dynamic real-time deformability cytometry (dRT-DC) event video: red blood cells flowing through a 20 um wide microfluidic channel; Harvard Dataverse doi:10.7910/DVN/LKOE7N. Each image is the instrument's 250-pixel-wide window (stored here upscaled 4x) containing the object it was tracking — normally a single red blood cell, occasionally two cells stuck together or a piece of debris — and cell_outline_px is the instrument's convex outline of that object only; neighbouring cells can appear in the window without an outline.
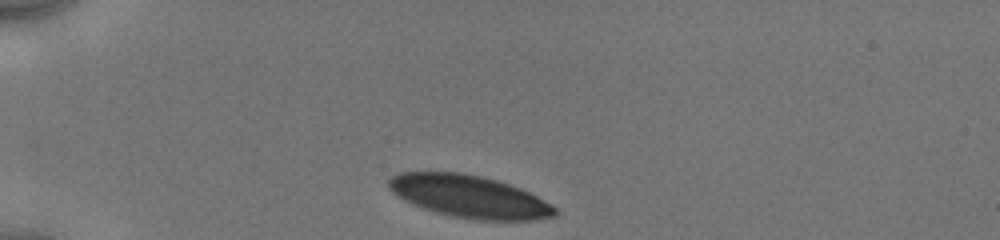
{"species": "human", "species_latin": "Homo sapiens", "temperature_condition": "cold", "stored_images_in_passage": 33, "camera_frame_rate_fps": 3000, "um_per_image_px": 0.085, "donor": {"sex": "male"}, "frame": {"image": 1, "passage_image": 1, "time_ms": 0.0, "image_size_px": [1000, 240], "cell_outline_px": [[556, 216], [536, 220], [476, 220], [452, 216], [436, 212], [412, 204], [404, 200], [392, 192], [388, 188], [388, 180], [392, 176], [400, 172], [460, 172], [480, 176], [496, 180], [520, 188], [552, 204], [556, 208]], "centroid_in_image_um": [39.88, 16.7], "position_along_channel_um": 45.1, "area_um2": 40.98}}
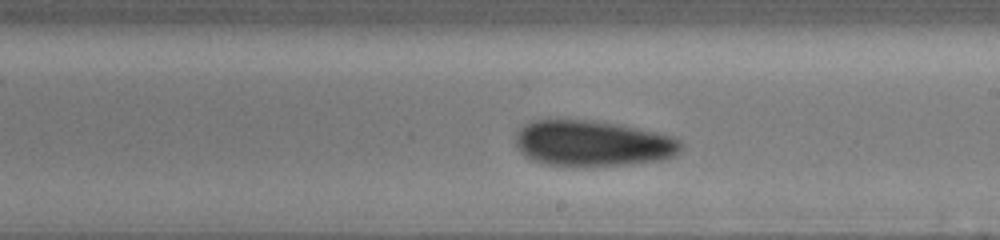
{"frame": {"image": 2, "passage_image": 19, "time_ms": 6.0, "image_size_px": [1000, 240], "cell_outline_px": [[684, 144], [680, 152], [676, 156], [660, 160], [628, 164], [572, 168], [544, 164], [532, 160], [524, 156], [516, 148], [516, 132], [524, 124], [532, 120], [596, 120], [620, 124], [640, 128], [672, 136], [680, 140]], "centroid_in_image_um": [50.36, 12.2], "position_along_channel_um": 238.6, "area_um2": 45.26}}
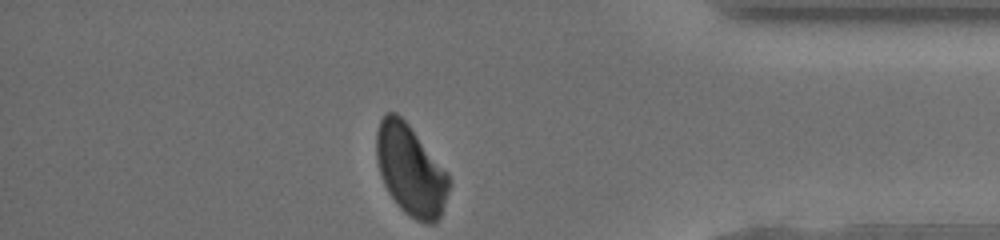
{"frame": {"image": 3, "passage_image": 33, "time_ms": 10.667, "image_size_px": [1000, 240], "cell_outline_px": [[452, 184], [440, 216], [432, 224], [428, 224], [416, 220], [408, 216], [396, 204], [388, 192], [384, 184], [376, 160], [376, 132], [380, 120], [384, 112], [396, 112], [408, 124], [448, 172]], "centroid_in_image_um": [34.9, 14.47], "position_along_channel_um": 400.3, "area_um2": 38.55}, "authors_computed_cell_mechanics": {"area_um2": 44.2748, "velocity_mm_per_s": 3.9196, "shape_relaxation_time_tau1_ms": 4.1988, "shape_relaxation_time_tau2_ms": 6.0296, "deformation_change_tau1": 0.101, "deformation_change_tau2": 0.1105}}